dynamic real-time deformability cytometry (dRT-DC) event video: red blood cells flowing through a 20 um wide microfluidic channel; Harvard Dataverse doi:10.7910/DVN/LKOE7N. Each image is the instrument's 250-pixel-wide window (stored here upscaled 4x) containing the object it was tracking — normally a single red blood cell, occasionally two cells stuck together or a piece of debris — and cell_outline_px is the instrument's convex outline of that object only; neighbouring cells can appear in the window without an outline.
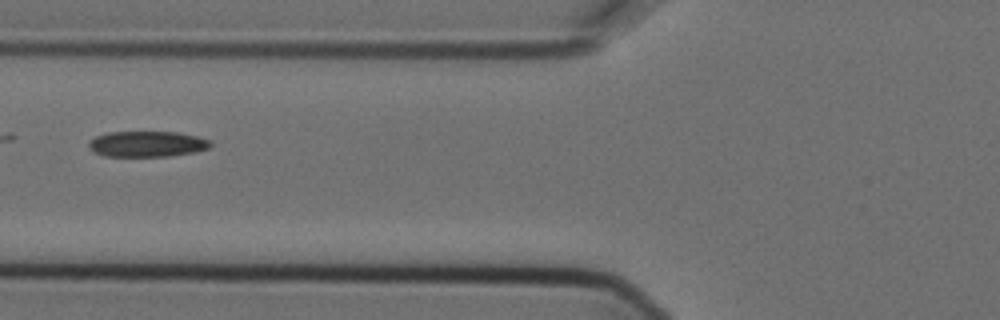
{"species": "Egyptian fruit bat (a non-hibernating species)", "species_latin": "Rousettus aegyptiacus", "temperature_condition": "cold", "stored_images_in_passage": 7, "camera_frame_rate_fps": 3000, "um_per_image_px": 0.085, "animal": {"sex": "female"}, "frame": {"image": 1, "passage_image": 7, "time_ms": 2.0, "image_size_px": [1000, 320], "cell_outline_px": [[212, 144], [208, 148], [196, 152], [172, 156], [104, 156], [92, 152], [88, 148], [88, 140], [96, 136], [108, 132], [176, 132], [196, 136], [212, 140]], "centroid_in_image_um": [12.48, 12.24], "position_along_channel_um": 113.3, "area_um2": 18.5}}